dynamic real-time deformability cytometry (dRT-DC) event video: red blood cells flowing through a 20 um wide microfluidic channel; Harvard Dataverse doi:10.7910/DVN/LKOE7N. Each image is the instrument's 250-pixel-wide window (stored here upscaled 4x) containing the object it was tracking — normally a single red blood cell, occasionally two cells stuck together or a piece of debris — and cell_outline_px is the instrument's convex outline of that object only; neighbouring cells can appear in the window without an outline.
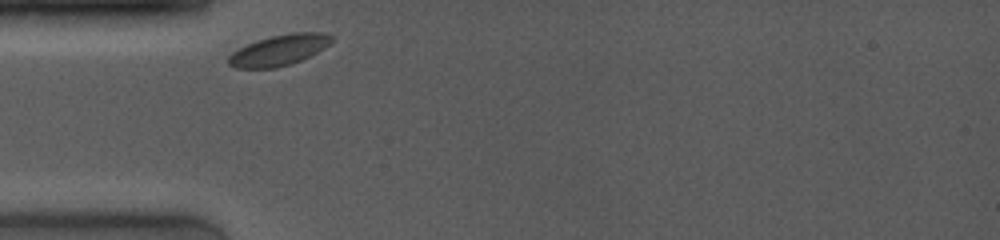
{"species": "common noctule bat (a hibernating species)", "species_latin": "Nyctalus noctula", "temperature_condition": "room temperature", "stored_images_in_passage": 19, "camera_frame_rate_fps": 4000, "um_per_image_px": 0.085, "animal": {"sex": "female", "body_mass_g": 19.0, "forearm_length_mm": 53.3}, "frame": {"image": 1, "passage_image": 1, "time_ms": 0.0, "image_size_px": [1000, 240], "cell_outline_px": [[332, 40], [324, 48], [300, 60], [276, 68], [236, 68], [228, 64], [228, 56], [232, 52], [256, 40], [272, 36], [292, 32], [324, 32], [332, 36]], "centroid_in_image_um": [23.7, 4.25], "position_along_channel_um": 61.3, "area_um2": 18.26}}
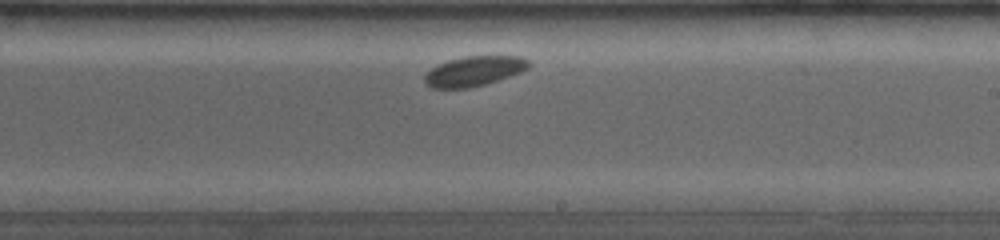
{"frame": {"image": 2, "passage_image": 11, "time_ms": 5.25, "image_size_px": [1000, 240], "cell_outline_px": [[532, 64], [528, 68], [520, 72], [484, 84], [468, 88], [432, 88], [424, 84], [424, 76], [436, 64], [448, 60], [464, 56], [520, 56], [528, 60]], "centroid_in_image_um": [40.27, 6.03], "position_along_channel_um": 248.7, "area_um2": 18.09}}
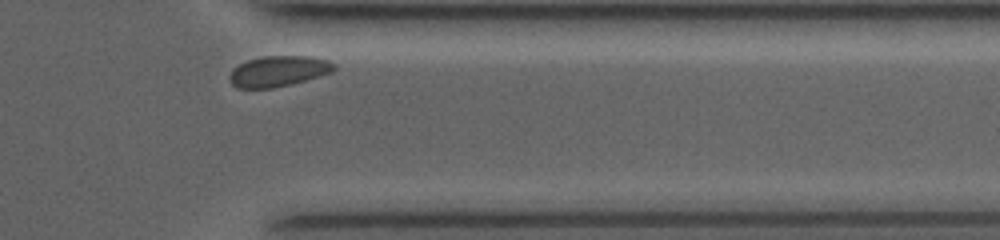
{"frame": {"image": 3, "passage_image": 18, "time_ms": 9.0, "image_size_px": [1000, 240], "cell_outline_px": [[336, 68], [332, 72], [304, 80], [272, 88], [236, 88], [232, 84], [228, 76], [232, 68], [248, 60], [264, 56], [312, 56], [328, 60], [336, 64]], "centroid_in_image_um": [23.65, 6.04], "position_along_channel_um": 387.7, "area_um2": 18.61}}